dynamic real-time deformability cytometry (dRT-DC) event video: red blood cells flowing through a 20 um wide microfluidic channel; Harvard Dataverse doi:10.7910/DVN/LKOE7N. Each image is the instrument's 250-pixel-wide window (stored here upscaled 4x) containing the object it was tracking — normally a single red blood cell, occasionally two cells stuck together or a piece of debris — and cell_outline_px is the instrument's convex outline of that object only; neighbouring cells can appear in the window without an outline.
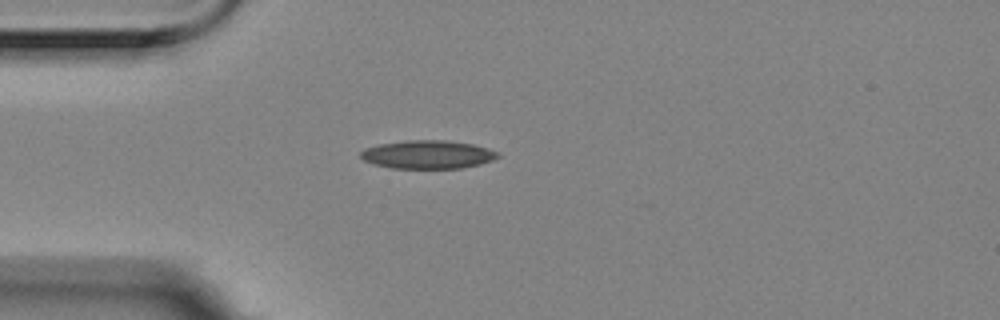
{"species": "Egyptian fruit bat (a non-hibernating species)", "species_latin": "Rousettus aegyptiacus", "temperature_condition": "room temperature", "stored_images_in_passage": 2, "camera_frame_rate_fps": 3000, "um_per_image_px": 0.085, "animal": {"sex": "female"}, "frame": {"image": 1, "passage_image": 2, "time_ms": 0.333, "image_size_px": [1000, 320], "cell_outline_px": [[500, 156], [492, 160], [480, 164], [460, 168], [392, 168], [372, 164], [364, 160], [360, 156], [360, 152], [364, 148], [380, 144], [408, 140], [448, 140], [472, 144], [488, 148], [500, 152]], "centroid_in_image_um": [36.36, 13.13], "position_along_channel_um": 48.6, "area_um2": 22.72}}